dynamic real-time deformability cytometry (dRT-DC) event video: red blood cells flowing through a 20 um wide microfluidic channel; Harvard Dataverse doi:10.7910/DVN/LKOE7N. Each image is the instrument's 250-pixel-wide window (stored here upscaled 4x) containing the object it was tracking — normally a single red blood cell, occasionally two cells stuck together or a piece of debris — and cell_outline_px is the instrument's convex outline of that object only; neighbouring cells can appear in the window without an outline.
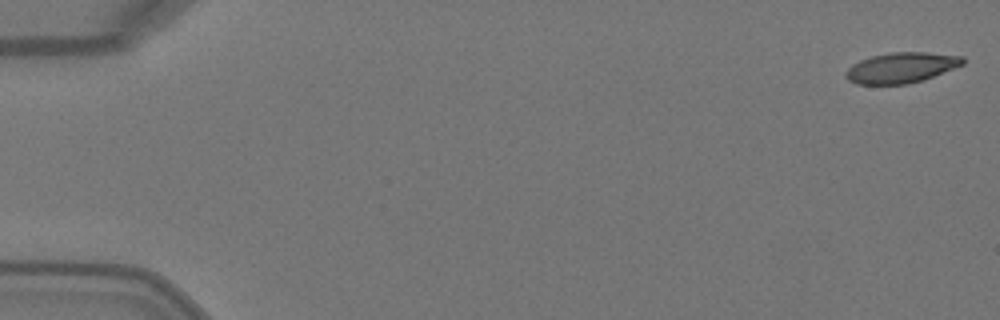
{"species": "Egyptian fruit bat (a non-hibernating species)", "species_latin": "Rousettus aegyptiacus", "temperature_condition": "warm", "stored_images_in_passage": 50, "camera_frame_rate_fps": 3000, "um_per_image_px": 0.085, "animal": {"sex": "female"}, "frame": {"image": 1, "passage_image": 1, "time_ms": 0.0, "image_size_px": [1000, 320], "cell_outline_px": [[964, 64], [932, 76], [908, 84], [856, 84], [848, 80], [844, 76], [844, 72], [852, 64], [860, 60], [872, 56], [888, 52], [928, 52], [964, 56]], "centroid_in_image_um": [76.57, 5.74], "position_along_channel_um": 8.4, "area_um2": 20.75}}
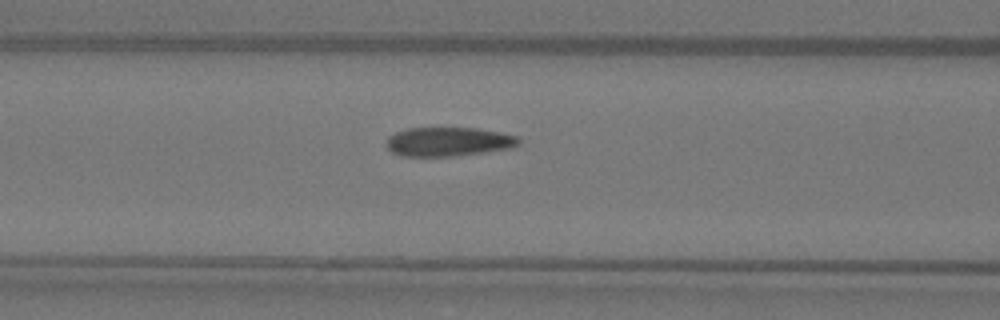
{"frame": {"image": 2, "passage_image": 21, "time_ms": 6.667, "image_size_px": [1000, 320], "cell_outline_px": [[520, 144], [512, 148], [456, 156], [400, 156], [392, 152], [388, 148], [388, 136], [396, 132], [408, 128], [476, 128], [500, 132], [520, 136]], "centroid_in_image_um": [38.16, 12.04], "position_along_channel_um": 128.4, "area_um2": 22.48}}
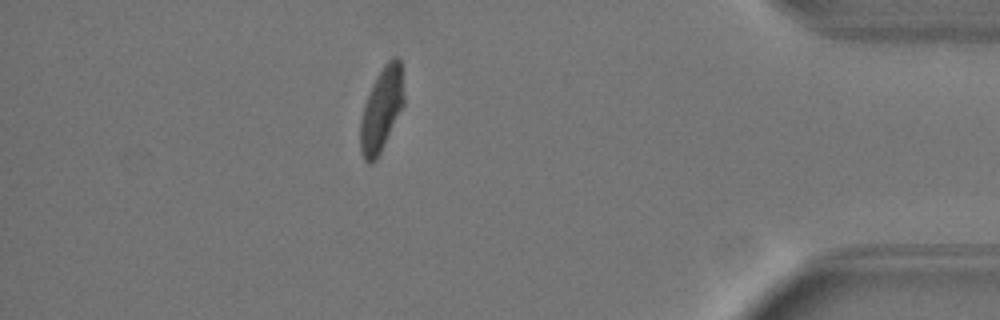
{"frame": {"image": 3, "passage_image": 44, "time_ms": 14.333, "image_size_px": [1000, 320], "cell_outline_px": [[404, 104], [376, 160], [372, 164], [368, 164], [364, 160], [360, 152], [360, 120], [364, 104], [372, 84], [376, 76], [384, 64], [392, 56], [396, 56], [400, 60], [404, 96]], "centroid_in_image_um": [32.41, 9.3], "position_along_channel_um": 402.8, "area_um2": 21.27}, "authors_computed_cell_mechanics": {"area_um2": 22.5131, "velocity_mm_per_s": 4.0848, "shape_relaxation_time_tau1_ms": 4.7006, "shape_relaxation_time_tau2_ms": null, "deformation_change_tau1": 0.1816, "deformation_change_tau2": null}}